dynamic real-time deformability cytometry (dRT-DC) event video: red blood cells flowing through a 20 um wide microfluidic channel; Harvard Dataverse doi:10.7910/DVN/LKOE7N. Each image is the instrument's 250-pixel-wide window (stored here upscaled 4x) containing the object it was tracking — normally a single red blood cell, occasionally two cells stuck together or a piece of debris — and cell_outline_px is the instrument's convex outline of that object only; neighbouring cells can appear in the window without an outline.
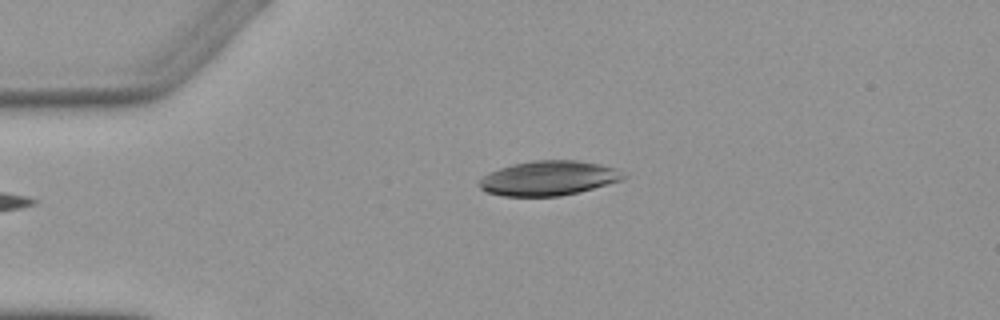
{"species": "Egyptian fruit bat (a non-hibernating species)", "species_latin": "Rousettus aegyptiacus", "temperature_condition": "warm", "stored_images_in_passage": 3, "camera_frame_rate_fps": 3000, "um_per_image_px": 0.085, "animal": {"sex": "female"}, "frame": {"image": 1, "passage_image": 3, "time_ms": 2.333, "image_size_px": [1000, 320], "cell_outline_px": [[628, 176], [624, 180], [560, 196], [504, 196], [484, 192], [480, 188], [480, 180], [484, 176], [500, 168], [512, 164], [532, 160], [576, 160], [600, 164], [616, 168]], "centroid_in_image_um": [46.65, 15.14], "position_along_channel_um": 38.3, "area_um2": 29.02}}